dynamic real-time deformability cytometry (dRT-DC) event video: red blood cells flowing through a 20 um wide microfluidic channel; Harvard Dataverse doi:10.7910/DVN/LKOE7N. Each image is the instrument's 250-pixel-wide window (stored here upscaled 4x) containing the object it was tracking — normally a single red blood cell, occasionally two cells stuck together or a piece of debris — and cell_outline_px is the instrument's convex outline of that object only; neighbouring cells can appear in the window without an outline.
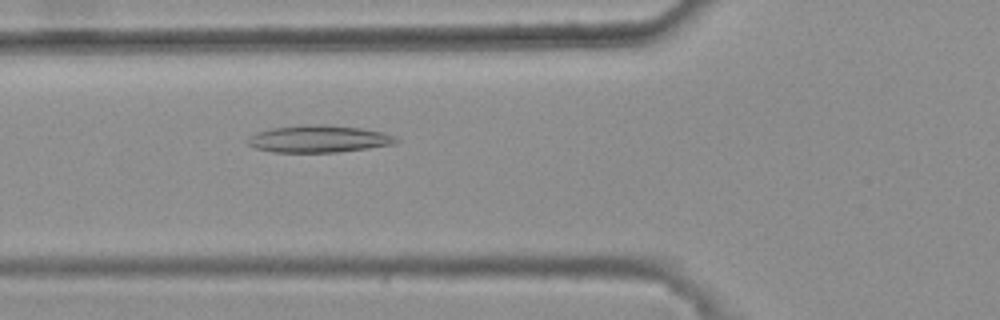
{"species": "common noctule bat (a hibernating species)", "species_latin": "Nyctalus noctula", "temperature_condition": "warm", "stored_images_in_passage": 46, "camera_frame_rate_fps": 3000, "um_per_image_px": 0.085, "animal": {"sex": "female", "body_mass_g": 25.1}, "frame": {"image": 1, "passage_image": 17, "time_ms": 5.333, "image_size_px": [1000, 320], "cell_outline_px": [[400, 140], [396, 144], [368, 148], [336, 152], [272, 152], [256, 148], [248, 144], [248, 136], [256, 132], [272, 128], [320, 124], [328, 124], [360, 128], [380, 132], [392, 136]], "centroid_in_image_um": [27.08, 11.81], "position_along_channel_um": 98.7, "area_um2": 23.24}}
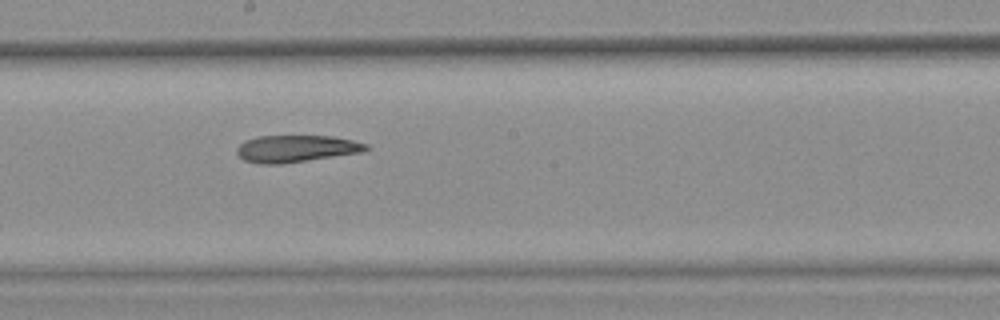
{"frame": {"image": 2, "passage_image": 27, "time_ms": 8.667, "image_size_px": [1000, 320], "cell_outline_px": [[368, 148], [360, 152], [280, 164], [260, 164], [244, 160], [236, 152], [236, 148], [244, 140], [256, 136], [332, 136], [352, 140], [368, 144]], "centroid_in_image_um": [25.11, 12.62], "position_along_channel_um": 223.1, "area_um2": 20.11}}
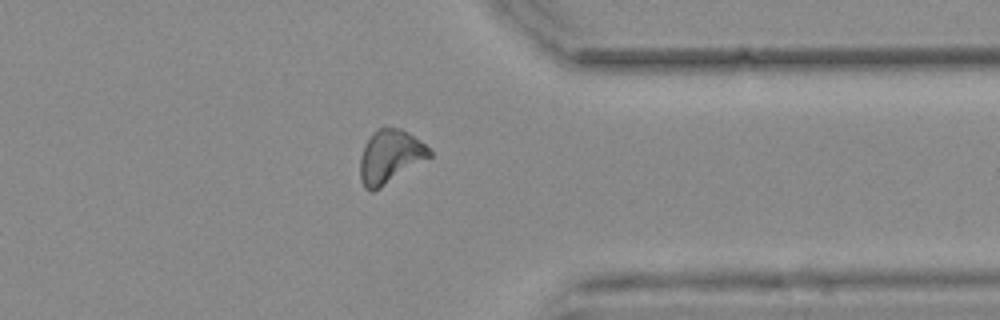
{"frame": {"image": 3, "passage_image": 40, "time_ms": 13.0, "image_size_px": [1000, 320], "cell_outline_px": [[432, 156], [380, 188], [372, 192], [364, 188], [360, 180], [360, 156], [372, 132], [380, 128], [400, 128], [424, 144], [432, 152]], "centroid_in_image_um": [33.13, 13.34], "position_along_channel_um": 378.3, "area_um2": 21.27}, "authors_computed_cell_mechanics": {"area_um2": 21.2415, "velocity_mm_per_s": 3.7266, "shape_relaxation_time_tau1_ms": null, "shape_relaxation_time_tau2_ms": 10.1075, "deformation_change_tau1": null, "deformation_change_tau2": 0.227}}